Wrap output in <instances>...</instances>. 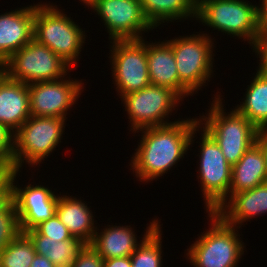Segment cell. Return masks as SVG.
<instances>
[{"label":"cell","instance_id":"1","mask_svg":"<svg viewBox=\"0 0 267 267\" xmlns=\"http://www.w3.org/2000/svg\"><path fill=\"white\" fill-rule=\"evenodd\" d=\"M174 123L139 129L133 136H140L132 154L130 169L137 180L148 183L167 174L185 158L195 143L198 133V118L181 119ZM194 138V139H193Z\"/></svg>","mask_w":267,"mask_h":267},{"label":"cell","instance_id":"2","mask_svg":"<svg viewBox=\"0 0 267 267\" xmlns=\"http://www.w3.org/2000/svg\"><path fill=\"white\" fill-rule=\"evenodd\" d=\"M222 96L216 92L206 115L197 117L199 125L213 137L226 161L233 166L256 143L260 130L234 107L226 113Z\"/></svg>","mask_w":267,"mask_h":267},{"label":"cell","instance_id":"3","mask_svg":"<svg viewBox=\"0 0 267 267\" xmlns=\"http://www.w3.org/2000/svg\"><path fill=\"white\" fill-rule=\"evenodd\" d=\"M54 3L34 4L33 39L49 47L71 68L78 63L86 43L85 29Z\"/></svg>","mask_w":267,"mask_h":267},{"label":"cell","instance_id":"4","mask_svg":"<svg viewBox=\"0 0 267 267\" xmlns=\"http://www.w3.org/2000/svg\"><path fill=\"white\" fill-rule=\"evenodd\" d=\"M209 227L187 248V262L194 267H238L245 250L239 229L225 223L215 212H206Z\"/></svg>","mask_w":267,"mask_h":267},{"label":"cell","instance_id":"5","mask_svg":"<svg viewBox=\"0 0 267 267\" xmlns=\"http://www.w3.org/2000/svg\"><path fill=\"white\" fill-rule=\"evenodd\" d=\"M196 20L213 31L243 39L250 46L262 34L258 5L247 0H197Z\"/></svg>","mask_w":267,"mask_h":267},{"label":"cell","instance_id":"6","mask_svg":"<svg viewBox=\"0 0 267 267\" xmlns=\"http://www.w3.org/2000/svg\"><path fill=\"white\" fill-rule=\"evenodd\" d=\"M66 119L30 116L14 133L12 170L40 166L62 142ZM53 152V153H52Z\"/></svg>","mask_w":267,"mask_h":267},{"label":"cell","instance_id":"7","mask_svg":"<svg viewBox=\"0 0 267 267\" xmlns=\"http://www.w3.org/2000/svg\"><path fill=\"white\" fill-rule=\"evenodd\" d=\"M196 33L165 39L172 47L179 80L193 94H197L198 90L207 86L206 83L210 82L213 73L216 72L213 70L215 37L212 38L211 34L209 36V33L204 31Z\"/></svg>","mask_w":267,"mask_h":267},{"label":"cell","instance_id":"8","mask_svg":"<svg viewBox=\"0 0 267 267\" xmlns=\"http://www.w3.org/2000/svg\"><path fill=\"white\" fill-rule=\"evenodd\" d=\"M72 68L49 47L32 39L12 54L0 70L10 79L25 84L59 80Z\"/></svg>","mask_w":267,"mask_h":267},{"label":"cell","instance_id":"9","mask_svg":"<svg viewBox=\"0 0 267 267\" xmlns=\"http://www.w3.org/2000/svg\"><path fill=\"white\" fill-rule=\"evenodd\" d=\"M198 133L201 136L197 179L205 211L214 212L229 197L232 166L226 161L217 142L199 124Z\"/></svg>","mask_w":267,"mask_h":267},{"label":"cell","instance_id":"10","mask_svg":"<svg viewBox=\"0 0 267 267\" xmlns=\"http://www.w3.org/2000/svg\"><path fill=\"white\" fill-rule=\"evenodd\" d=\"M121 104L128 115L130 131L163 126L179 121L168 118L177 111L184 101L175 91L168 87L149 85L142 90L127 94L121 98ZM180 104V105H179Z\"/></svg>","mask_w":267,"mask_h":267},{"label":"cell","instance_id":"11","mask_svg":"<svg viewBox=\"0 0 267 267\" xmlns=\"http://www.w3.org/2000/svg\"><path fill=\"white\" fill-rule=\"evenodd\" d=\"M146 39L111 40L109 43L110 73L120 99L151 85Z\"/></svg>","mask_w":267,"mask_h":267},{"label":"cell","instance_id":"12","mask_svg":"<svg viewBox=\"0 0 267 267\" xmlns=\"http://www.w3.org/2000/svg\"><path fill=\"white\" fill-rule=\"evenodd\" d=\"M86 7L101 18L110 41L142 39L154 29L143 14L140 0H92Z\"/></svg>","mask_w":267,"mask_h":267},{"label":"cell","instance_id":"13","mask_svg":"<svg viewBox=\"0 0 267 267\" xmlns=\"http://www.w3.org/2000/svg\"><path fill=\"white\" fill-rule=\"evenodd\" d=\"M70 75L55 81L28 84L31 116L68 118V112L77 104L85 87L84 79H71Z\"/></svg>","mask_w":267,"mask_h":267},{"label":"cell","instance_id":"14","mask_svg":"<svg viewBox=\"0 0 267 267\" xmlns=\"http://www.w3.org/2000/svg\"><path fill=\"white\" fill-rule=\"evenodd\" d=\"M20 172L21 170H11L9 180L11 200L17 209L20 230L21 233H25L56 213L59 194L42 183L32 185L34 182H29L22 188L16 179L18 175L20 176Z\"/></svg>","mask_w":267,"mask_h":267},{"label":"cell","instance_id":"15","mask_svg":"<svg viewBox=\"0 0 267 267\" xmlns=\"http://www.w3.org/2000/svg\"><path fill=\"white\" fill-rule=\"evenodd\" d=\"M34 5L0 13V66L33 39Z\"/></svg>","mask_w":267,"mask_h":267},{"label":"cell","instance_id":"16","mask_svg":"<svg viewBox=\"0 0 267 267\" xmlns=\"http://www.w3.org/2000/svg\"><path fill=\"white\" fill-rule=\"evenodd\" d=\"M225 223L241 228L247 221L267 214V182L230 195L215 211Z\"/></svg>","mask_w":267,"mask_h":267},{"label":"cell","instance_id":"17","mask_svg":"<svg viewBox=\"0 0 267 267\" xmlns=\"http://www.w3.org/2000/svg\"><path fill=\"white\" fill-rule=\"evenodd\" d=\"M147 65L151 85L168 87L183 100L194 94L179 80L172 47L165 41H147Z\"/></svg>","mask_w":267,"mask_h":267},{"label":"cell","instance_id":"18","mask_svg":"<svg viewBox=\"0 0 267 267\" xmlns=\"http://www.w3.org/2000/svg\"><path fill=\"white\" fill-rule=\"evenodd\" d=\"M30 116L28 84L0 70V123L15 133Z\"/></svg>","mask_w":267,"mask_h":267},{"label":"cell","instance_id":"19","mask_svg":"<svg viewBox=\"0 0 267 267\" xmlns=\"http://www.w3.org/2000/svg\"><path fill=\"white\" fill-rule=\"evenodd\" d=\"M84 200L76 196L59 194L56 205V215L60 221L67 227L74 238L81 239L86 244H91L97 226L91 206H87ZM95 223V224H94Z\"/></svg>","mask_w":267,"mask_h":267},{"label":"cell","instance_id":"20","mask_svg":"<svg viewBox=\"0 0 267 267\" xmlns=\"http://www.w3.org/2000/svg\"><path fill=\"white\" fill-rule=\"evenodd\" d=\"M131 225H109L101 230L97 227L90 245L105 259L128 257L136 250L142 240L138 241L135 228Z\"/></svg>","mask_w":267,"mask_h":267},{"label":"cell","instance_id":"21","mask_svg":"<svg viewBox=\"0 0 267 267\" xmlns=\"http://www.w3.org/2000/svg\"><path fill=\"white\" fill-rule=\"evenodd\" d=\"M267 182L265 155L256 142L232 166L229 196L247 191Z\"/></svg>","mask_w":267,"mask_h":267},{"label":"cell","instance_id":"22","mask_svg":"<svg viewBox=\"0 0 267 267\" xmlns=\"http://www.w3.org/2000/svg\"><path fill=\"white\" fill-rule=\"evenodd\" d=\"M140 3L145 18L154 29H160L165 22L167 25L196 19L197 0H140Z\"/></svg>","mask_w":267,"mask_h":267},{"label":"cell","instance_id":"23","mask_svg":"<svg viewBox=\"0 0 267 267\" xmlns=\"http://www.w3.org/2000/svg\"><path fill=\"white\" fill-rule=\"evenodd\" d=\"M25 234L33 242L35 252L47 257L56 267H72L79 252L86 245L78 238L58 242L39 234L35 229L26 231Z\"/></svg>","mask_w":267,"mask_h":267},{"label":"cell","instance_id":"24","mask_svg":"<svg viewBox=\"0 0 267 267\" xmlns=\"http://www.w3.org/2000/svg\"><path fill=\"white\" fill-rule=\"evenodd\" d=\"M256 73V74H255ZM254 77L235 109L247 117L260 131L267 130V77L255 71ZM242 103V104H241Z\"/></svg>","mask_w":267,"mask_h":267},{"label":"cell","instance_id":"25","mask_svg":"<svg viewBox=\"0 0 267 267\" xmlns=\"http://www.w3.org/2000/svg\"><path fill=\"white\" fill-rule=\"evenodd\" d=\"M144 230L142 242L131 254V267H163L162 227L160 220L154 218Z\"/></svg>","mask_w":267,"mask_h":267},{"label":"cell","instance_id":"26","mask_svg":"<svg viewBox=\"0 0 267 267\" xmlns=\"http://www.w3.org/2000/svg\"><path fill=\"white\" fill-rule=\"evenodd\" d=\"M36 254L30 238L20 233L0 252V267H30Z\"/></svg>","mask_w":267,"mask_h":267},{"label":"cell","instance_id":"27","mask_svg":"<svg viewBox=\"0 0 267 267\" xmlns=\"http://www.w3.org/2000/svg\"><path fill=\"white\" fill-rule=\"evenodd\" d=\"M20 233L17 209L11 200L0 211V252Z\"/></svg>","mask_w":267,"mask_h":267},{"label":"cell","instance_id":"28","mask_svg":"<svg viewBox=\"0 0 267 267\" xmlns=\"http://www.w3.org/2000/svg\"><path fill=\"white\" fill-rule=\"evenodd\" d=\"M39 234L47 236L56 241L72 240L67 227L60 221L56 213L46 221H43L34 228Z\"/></svg>","mask_w":267,"mask_h":267},{"label":"cell","instance_id":"29","mask_svg":"<svg viewBox=\"0 0 267 267\" xmlns=\"http://www.w3.org/2000/svg\"><path fill=\"white\" fill-rule=\"evenodd\" d=\"M72 267H103V258L90 244H86L74 260Z\"/></svg>","mask_w":267,"mask_h":267},{"label":"cell","instance_id":"30","mask_svg":"<svg viewBox=\"0 0 267 267\" xmlns=\"http://www.w3.org/2000/svg\"><path fill=\"white\" fill-rule=\"evenodd\" d=\"M14 151V133L0 123V157L12 169V157Z\"/></svg>","mask_w":267,"mask_h":267},{"label":"cell","instance_id":"31","mask_svg":"<svg viewBox=\"0 0 267 267\" xmlns=\"http://www.w3.org/2000/svg\"><path fill=\"white\" fill-rule=\"evenodd\" d=\"M251 50L258 59L257 72L267 77V33H262L251 46ZM259 56V57H258Z\"/></svg>","mask_w":267,"mask_h":267},{"label":"cell","instance_id":"32","mask_svg":"<svg viewBox=\"0 0 267 267\" xmlns=\"http://www.w3.org/2000/svg\"><path fill=\"white\" fill-rule=\"evenodd\" d=\"M11 201V183L9 177L0 180V211Z\"/></svg>","mask_w":267,"mask_h":267},{"label":"cell","instance_id":"33","mask_svg":"<svg viewBox=\"0 0 267 267\" xmlns=\"http://www.w3.org/2000/svg\"><path fill=\"white\" fill-rule=\"evenodd\" d=\"M258 20L262 33H267V0H259Z\"/></svg>","mask_w":267,"mask_h":267},{"label":"cell","instance_id":"34","mask_svg":"<svg viewBox=\"0 0 267 267\" xmlns=\"http://www.w3.org/2000/svg\"><path fill=\"white\" fill-rule=\"evenodd\" d=\"M103 267H131V258L128 256L105 259Z\"/></svg>","mask_w":267,"mask_h":267},{"label":"cell","instance_id":"35","mask_svg":"<svg viewBox=\"0 0 267 267\" xmlns=\"http://www.w3.org/2000/svg\"><path fill=\"white\" fill-rule=\"evenodd\" d=\"M30 267H56L47 257L35 255Z\"/></svg>","mask_w":267,"mask_h":267},{"label":"cell","instance_id":"36","mask_svg":"<svg viewBox=\"0 0 267 267\" xmlns=\"http://www.w3.org/2000/svg\"><path fill=\"white\" fill-rule=\"evenodd\" d=\"M265 155L266 167H267V130H261L258 133L257 141H256Z\"/></svg>","mask_w":267,"mask_h":267},{"label":"cell","instance_id":"37","mask_svg":"<svg viewBox=\"0 0 267 267\" xmlns=\"http://www.w3.org/2000/svg\"><path fill=\"white\" fill-rule=\"evenodd\" d=\"M11 170V167L0 157V180L7 179Z\"/></svg>","mask_w":267,"mask_h":267},{"label":"cell","instance_id":"38","mask_svg":"<svg viewBox=\"0 0 267 267\" xmlns=\"http://www.w3.org/2000/svg\"><path fill=\"white\" fill-rule=\"evenodd\" d=\"M83 5H85L84 7H86L90 2L91 0H79Z\"/></svg>","mask_w":267,"mask_h":267}]
</instances>
